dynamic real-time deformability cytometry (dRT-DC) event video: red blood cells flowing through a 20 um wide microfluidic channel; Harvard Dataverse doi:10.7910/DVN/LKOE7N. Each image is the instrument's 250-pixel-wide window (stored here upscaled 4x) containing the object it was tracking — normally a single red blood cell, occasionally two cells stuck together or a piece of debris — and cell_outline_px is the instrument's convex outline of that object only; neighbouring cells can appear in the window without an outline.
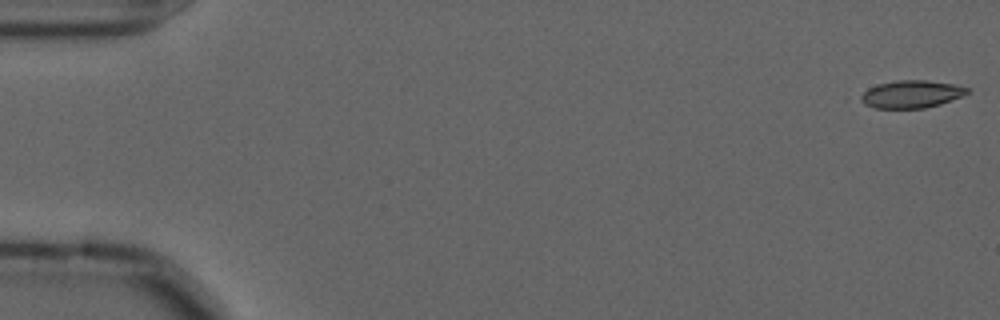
{"species": "common noctule bat (a hibernating species)", "species_latin": "Nyctalus noctula", "temperature_condition": "cold", "stored_images_in_passage": 57, "camera_frame_rate_fps": 3000, "um_per_image_px": 0.085, "animal": {"sex": "male", "forearm_length_mm": 52.5}, "frame": {"image": 1, "passage_image": 1, "time_ms": 0.0, "image_size_px": [1000, 320], "cell_outline_px": [[968, 92], [964, 96], [940, 104], [924, 108], [876, 108], [864, 104], [860, 100], [860, 96], [868, 88], [876, 84], [896, 80], [924, 80], [952, 84], [968, 88]], "centroid_in_image_um": [77.44, 8.0], "position_along_channel_um": 7.6, "area_um2": 17.05}}
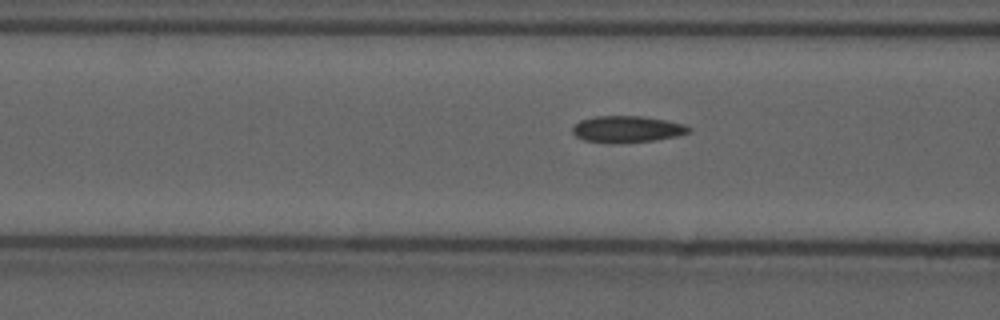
{"frame": {"image": 2, "passage_image": 22, "time_ms": 7.0, "image_size_px": [1000, 320], "cell_outline_px": [[692, 132], [676, 136], [656, 140], [584, 140], [576, 136], [572, 132], [572, 128], [580, 120], [596, 116], [644, 116], [684, 124], [692, 128]], "centroid_in_image_um": [53.37, 10.92], "position_along_channel_um": 113.2, "area_um2": 17.11}}
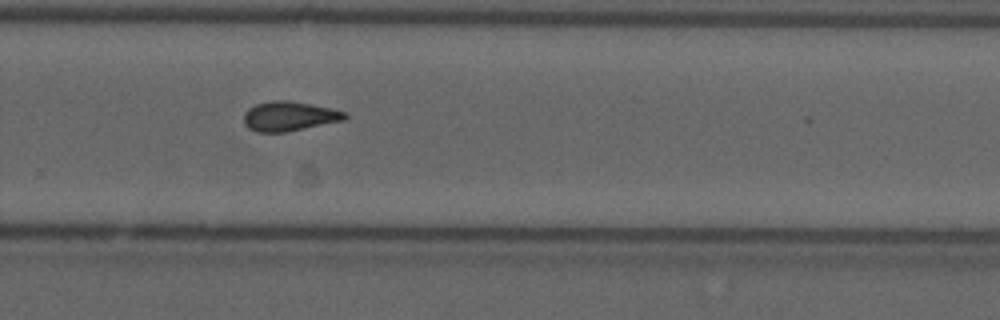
{"frame": {"image": 3, "passage_image": 38, "time_ms": 12.333, "image_size_px": [1000, 320], "cell_outline_px": [[348, 116], [344, 120], [284, 132], [256, 132], [248, 128], [244, 124], [244, 112], [248, 108], [256, 104], [272, 100], [288, 100], [312, 104], [332, 108], [344, 112]], "centroid_in_image_um": [24.55, 9.87], "position_along_channel_um": 305.2, "area_um2": 17.4}, "authors_computed_cell_mechanics": {"area_um2": 17.2822, "velocity_mm_per_s": 3.6049, "shape_relaxation_time_tau1_ms": null, "shape_relaxation_time_tau2_ms": 5.9649, "deformation_change_tau1": null, "deformation_change_tau2": 0.1231}}